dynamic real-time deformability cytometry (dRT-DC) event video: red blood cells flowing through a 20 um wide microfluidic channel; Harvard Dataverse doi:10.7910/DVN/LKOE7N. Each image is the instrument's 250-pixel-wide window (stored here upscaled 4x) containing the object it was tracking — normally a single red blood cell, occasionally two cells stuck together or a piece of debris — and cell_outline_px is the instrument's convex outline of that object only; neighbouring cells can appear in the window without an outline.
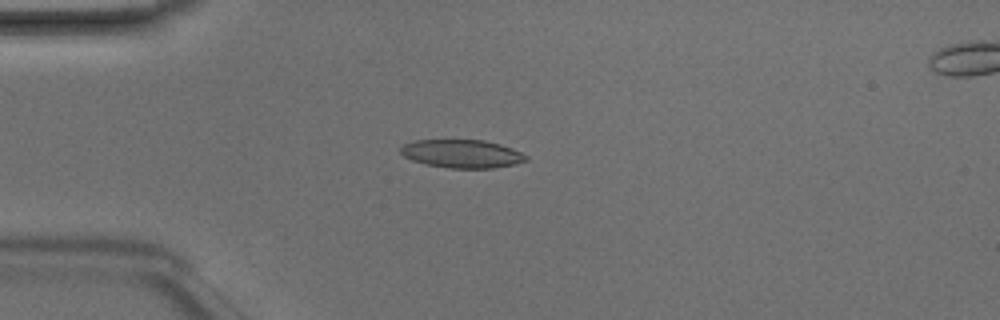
{"species": "Egyptian fruit bat (a non-hibernating species)", "species_latin": "Rousettus aegyptiacus", "temperature_condition": "room temperature", "stored_images_in_passage": 47, "camera_frame_rate_fps": 3000, "um_per_image_px": 0.085, "animal": {"sex": "male"}, "frame": {"image": 1, "passage_image": 12, "time_ms": 3.667, "image_size_px": [1000, 320], "cell_outline_px": [[528, 160], [516, 164], [492, 168], [448, 168], [428, 164], [412, 160], [404, 156], [400, 152], [400, 148], [404, 144], [412, 140], [484, 140], [500, 144], [512, 148], [528, 156]], "centroid_in_image_um": [39.28, 13.06], "position_along_channel_um": 45.7, "area_um2": 20.63}}
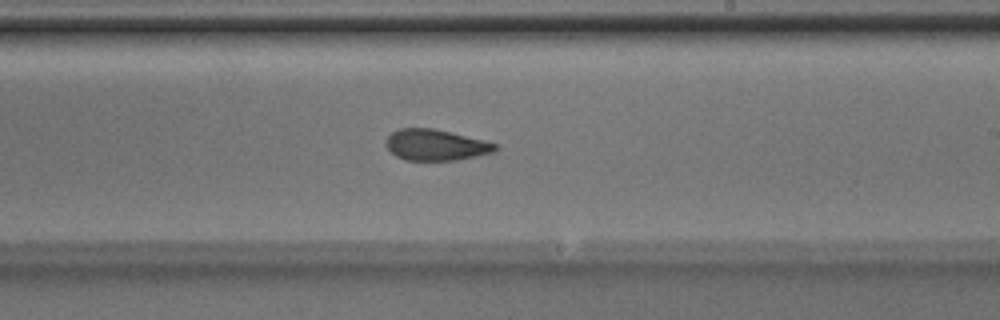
{"frame": {"image": 2, "passage_image": 28, "time_ms": 9.0, "image_size_px": [1000, 320], "cell_outline_px": [[496, 152], [456, 160], [404, 160], [396, 156], [384, 144], [388, 136], [392, 132], [400, 128], [432, 128], [496, 144]], "centroid_in_image_um": [36.98, 12.33], "position_along_channel_um": 252.0, "area_um2": 19.42}}
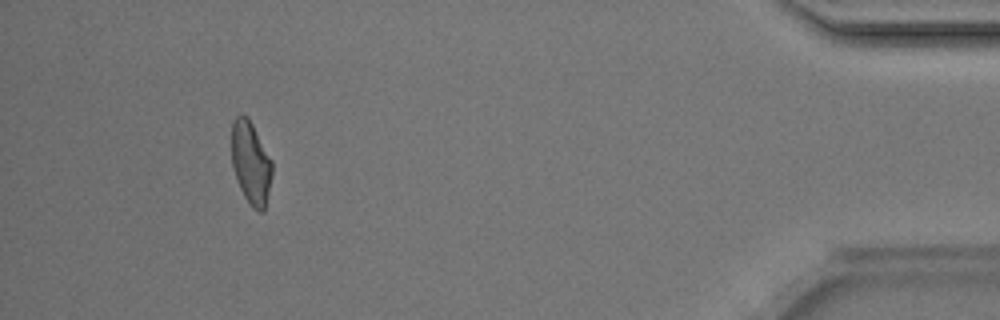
{"frame": {"image": 3, "passage_image": 44, "time_ms": 14.333, "image_size_px": [1000, 320], "cell_outline_px": [[272, 176], [264, 212], [256, 212], [252, 208], [244, 196], [240, 188], [232, 164], [232, 124], [236, 116], [248, 116], [272, 160]], "centroid_in_image_um": [21.34, 13.87], "position_along_channel_um": 413.9, "area_um2": 19.48}, "authors_computed_cell_mechanics": {"area_um2": 20.3456, "velocity_mm_per_s": 4.2196, "shape_relaxation_time_tau1_ms": 9.7426, "shape_relaxation_time_tau2_ms": 1.8469, "deformation_change_tau1": 0.2449, "deformation_change_tau2": 0.0882}}